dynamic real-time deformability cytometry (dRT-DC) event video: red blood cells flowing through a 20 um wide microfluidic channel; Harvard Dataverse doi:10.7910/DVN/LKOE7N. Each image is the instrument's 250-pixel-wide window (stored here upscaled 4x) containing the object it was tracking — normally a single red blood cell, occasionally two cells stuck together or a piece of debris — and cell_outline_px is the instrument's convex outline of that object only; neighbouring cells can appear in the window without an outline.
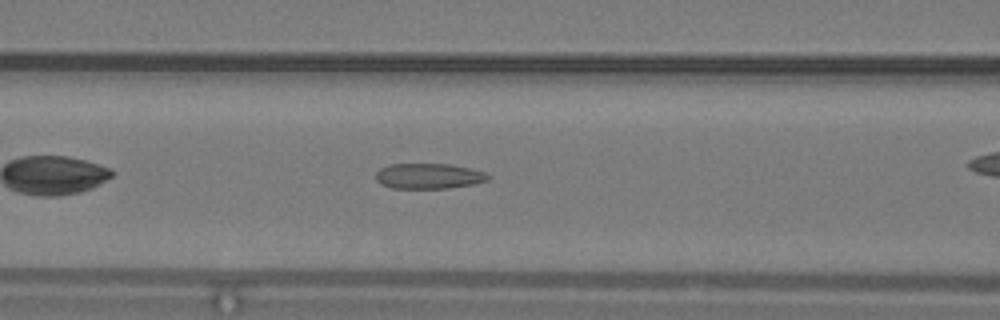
{"species": "common noctule bat (a hibernating species)", "species_latin": "Nyctalus noctula", "temperature_condition": "warm", "stored_images_in_passage": 27, "camera_frame_rate_fps": 3000, "um_per_image_px": 0.085, "animal": {"sex": "male", "body_mass_g": 19.2, "forearm_length_mm": 51.8}, "frame": {"image": 1, "passage_image": 8, "time_ms": 2.333, "image_size_px": [1000, 320], "cell_outline_px": [[492, 176], [488, 180], [472, 184], [448, 188], [392, 188], [380, 184], [376, 180], [376, 172], [380, 168], [388, 164], [448, 164], [468, 168], [484, 172]], "centroid_in_image_um": [36.41, 14.96], "position_along_channel_um": 130.2, "area_um2": 16.59}}